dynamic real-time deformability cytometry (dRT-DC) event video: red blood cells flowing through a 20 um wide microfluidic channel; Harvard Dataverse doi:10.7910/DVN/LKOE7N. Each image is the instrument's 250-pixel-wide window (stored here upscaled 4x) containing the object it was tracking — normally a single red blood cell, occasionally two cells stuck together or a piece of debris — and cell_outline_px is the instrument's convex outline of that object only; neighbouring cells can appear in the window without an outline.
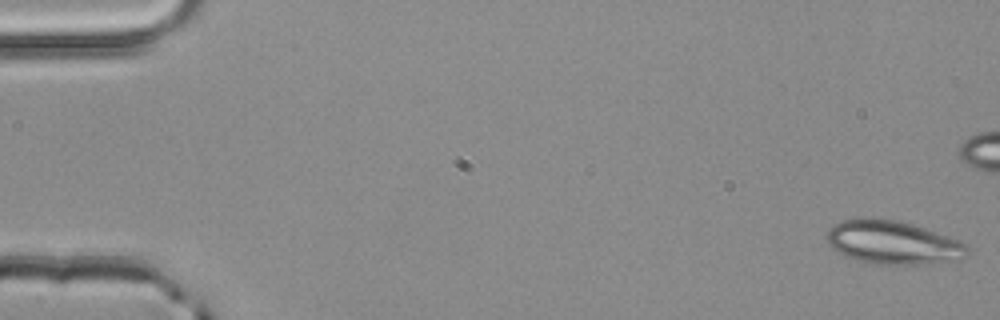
{"species": "common noctule bat (a hibernating species)", "species_latin": "Nyctalus noctula", "temperature_condition": "room temperature", "stored_images_in_passage": 52, "camera_frame_rate_fps": 3000, "um_per_image_px": 0.085, "animal": {"sex": "male", "body_mass_g": 20.4}, "frame": {"image": 1, "passage_image": 1, "time_ms": 0.0, "image_size_px": [1000, 320], "cell_outline_px": [[968, 252], [964, 256], [916, 264], [880, 264], [860, 260], [848, 256], [840, 252], [828, 244], [828, 228], [840, 220], [872, 216], [900, 220], [924, 228], [968, 244]], "centroid_in_image_um": [75.81, 20.55], "position_along_channel_um": 9.2, "area_um2": 34.8}}
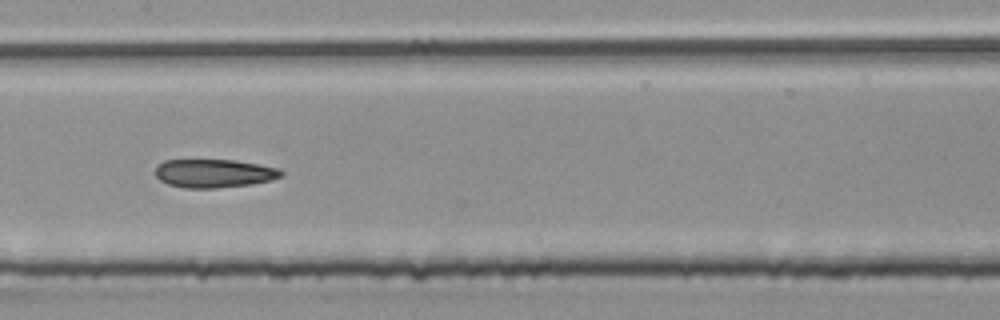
{"frame": {"image": 2, "passage_image": 26, "time_ms": 8.333, "image_size_px": [1000, 320], "cell_outline_px": [[284, 176], [268, 180], [248, 184], [216, 188], [184, 188], [168, 184], [160, 180], [156, 176], [156, 164], [164, 160], [236, 160], [280, 168], [284, 172]], "centroid_in_image_um": [18.18, 14.72], "position_along_channel_um": 189.2, "area_um2": 20.87}}
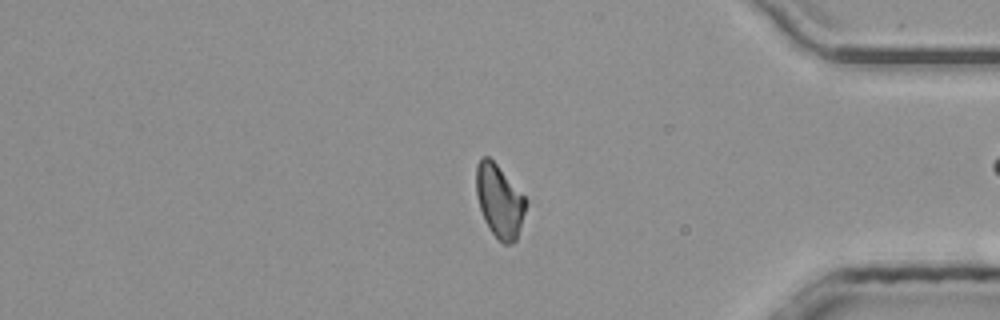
{"frame": {"image": 3, "passage_image": 43, "time_ms": 14.0, "image_size_px": [1000, 320], "cell_outline_px": [[528, 204], [516, 240], [512, 244], [504, 244], [488, 228], [484, 220], [476, 196], [476, 164], [480, 156], [488, 156], [496, 164], [528, 200]], "centroid_in_image_um": [42.45, 17.08], "position_along_channel_um": 392.8, "area_um2": 21.15}, "authors_computed_cell_mechanics": {"area_um2": 21.6172, "velocity_mm_per_s": 4.0572, "shape_relaxation_time_tau1_ms": null, "shape_relaxation_time_tau2_ms": 4.4314, "deformation_change_tau1": null, "deformation_change_tau2": 0.1068}}